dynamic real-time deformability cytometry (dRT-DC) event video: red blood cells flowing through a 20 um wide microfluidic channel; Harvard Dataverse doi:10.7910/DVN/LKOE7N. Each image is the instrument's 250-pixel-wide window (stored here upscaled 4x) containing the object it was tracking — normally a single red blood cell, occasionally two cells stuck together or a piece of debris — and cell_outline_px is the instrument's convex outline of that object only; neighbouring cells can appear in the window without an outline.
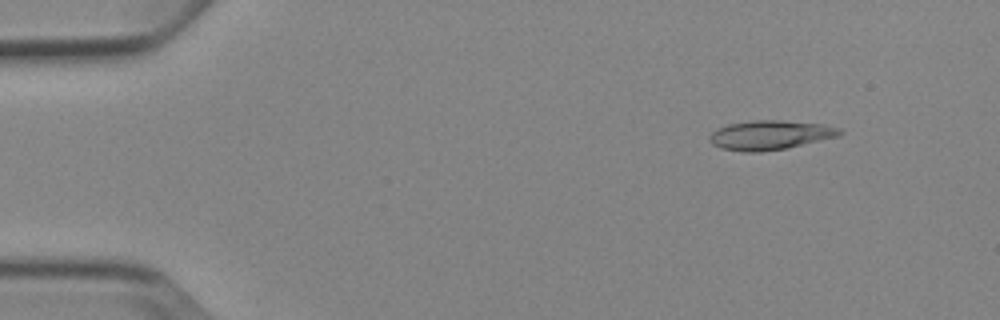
{"species": "Egyptian fruit bat (a non-hibernating species)", "species_latin": "Rousettus aegyptiacus", "temperature_condition": "cold", "stored_images_in_passage": 4, "camera_frame_rate_fps": 3000, "um_per_image_px": 0.085, "animal": {"sex": "female"}, "frame": {"image": 1, "passage_image": 2, "time_ms": 1.333, "image_size_px": [1000, 320], "cell_outline_px": [[844, 132], [840, 136], [788, 148], [760, 152], [744, 152], [720, 148], [712, 144], [708, 140], [708, 136], [716, 128], [728, 124], [752, 120], [780, 120], [824, 124], [840, 128]], "centroid_in_image_um": [65.46, 11.48], "position_along_channel_um": 19.5, "area_um2": 22.6}}
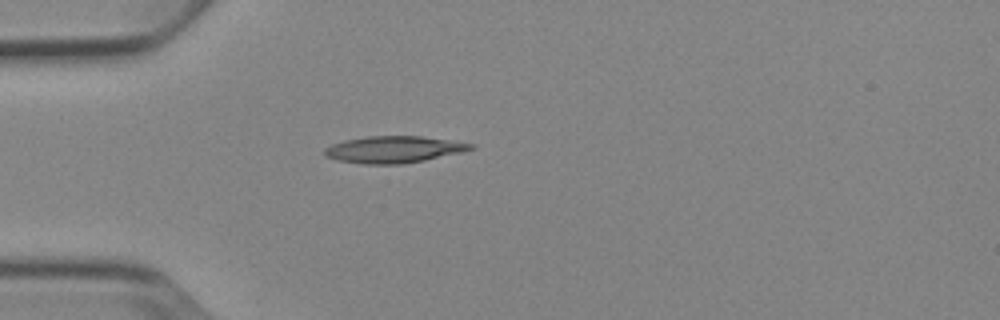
{"frame": {"image": 2, "passage_image": 4, "time_ms": 4.333, "image_size_px": [1000, 320], "cell_outline_px": [[476, 148], [460, 152], [424, 160], [404, 164], [364, 164], [336, 160], [324, 156], [324, 148], [332, 144], [344, 140], [368, 136], [420, 136], [476, 144]], "centroid_in_image_um": [33.43, 12.7], "position_along_channel_um": 51.6, "area_um2": 22.77}}